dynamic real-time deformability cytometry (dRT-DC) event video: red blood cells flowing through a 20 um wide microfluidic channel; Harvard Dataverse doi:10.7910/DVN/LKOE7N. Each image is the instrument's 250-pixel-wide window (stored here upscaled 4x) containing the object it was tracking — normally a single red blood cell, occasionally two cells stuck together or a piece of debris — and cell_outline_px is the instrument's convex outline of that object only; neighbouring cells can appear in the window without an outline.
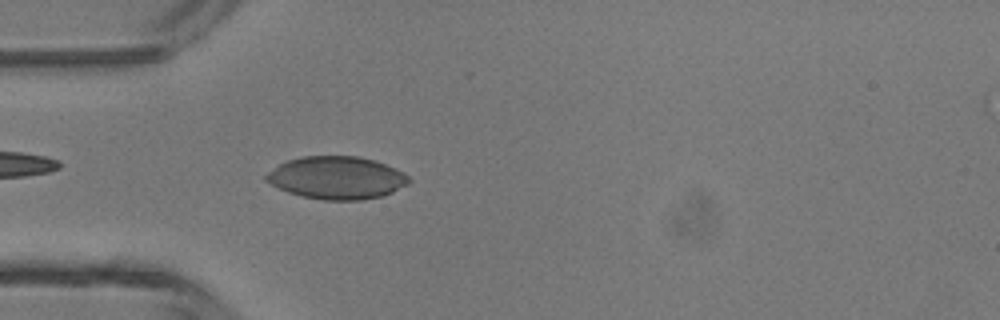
{"species": "common noctule bat (a hibernating species)", "species_latin": "Nyctalus noctula", "temperature_condition": "room temperature", "stored_images_in_passage": 19, "camera_frame_rate_fps": 3000, "um_per_image_px": 0.085, "animal": {"sex": "male", "body_mass_g": 13.3}, "frame": {"image": 1, "passage_image": 7, "time_ms": 2.0, "image_size_px": [1000, 320], "cell_outline_px": [[412, 180], [408, 184], [392, 192], [380, 196], [360, 200], [324, 200], [304, 196], [288, 192], [264, 180], [264, 176], [268, 172], [280, 164], [288, 160], [300, 156], [360, 156], [384, 164], [404, 172]], "centroid_in_image_um": [28.63, 15.1], "position_along_channel_um": 56.4, "area_um2": 35.26}}
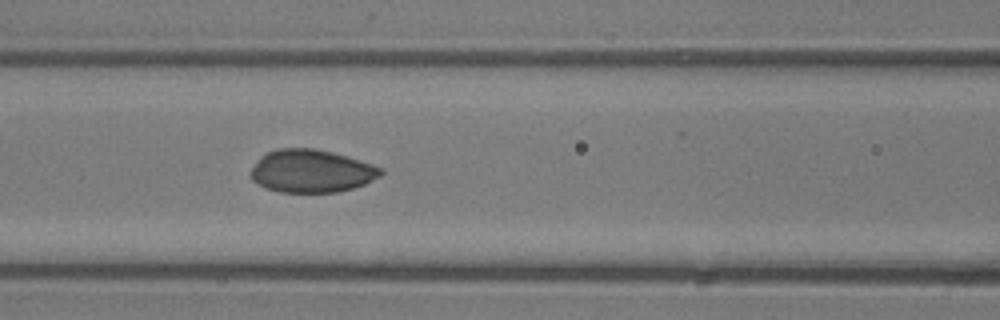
{"frame": {"image": 2, "passage_image": 13, "time_ms": 4.0, "image_size_px": [1000, 320], "cell_outline_px": [[384, 172], [380, 176], [364, 184], [352, 188], [336, 192], [280, 192], [264, 188], [252, 180], [248, 176], [252, 168], [260, 156], [276, 148], [316, 148], [348, 156], [372, 164], [380, 168]], "centroid_in_image_um": [26.43, 14.53], "position_along_channel_um": 140.2, "area_um2": 32.6}}
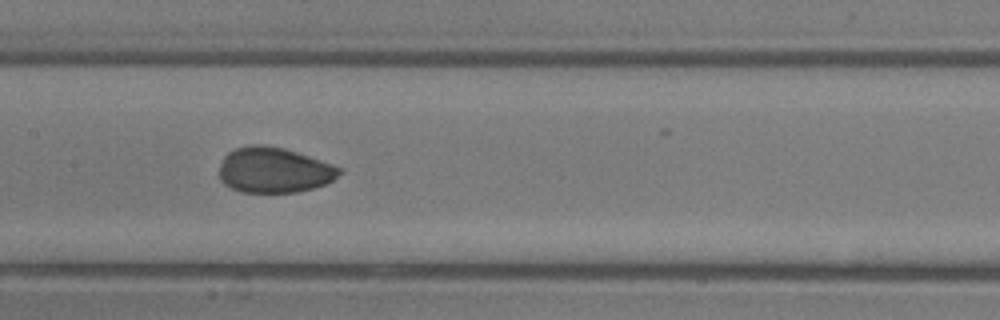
{"frame": {"image": 3, "passage_image": 16, "time_ms": 5.0, "image_size_px": [1000, 320], "cell_outline_px": [[344, 172], [332, 180], [324, 184], [312, 188], [296, 192], [240, 192], [224, 184], [220, 180], [220, 164], [224, 156], [228, 152], [236, 148], [252, 144], [264, 144], [284, 148], [332, 164], [340, 168]], "centroid_in_image_um": [23.27, 14.45], "position_along_channel_um": 184.1, "area_um2": 31.73}}